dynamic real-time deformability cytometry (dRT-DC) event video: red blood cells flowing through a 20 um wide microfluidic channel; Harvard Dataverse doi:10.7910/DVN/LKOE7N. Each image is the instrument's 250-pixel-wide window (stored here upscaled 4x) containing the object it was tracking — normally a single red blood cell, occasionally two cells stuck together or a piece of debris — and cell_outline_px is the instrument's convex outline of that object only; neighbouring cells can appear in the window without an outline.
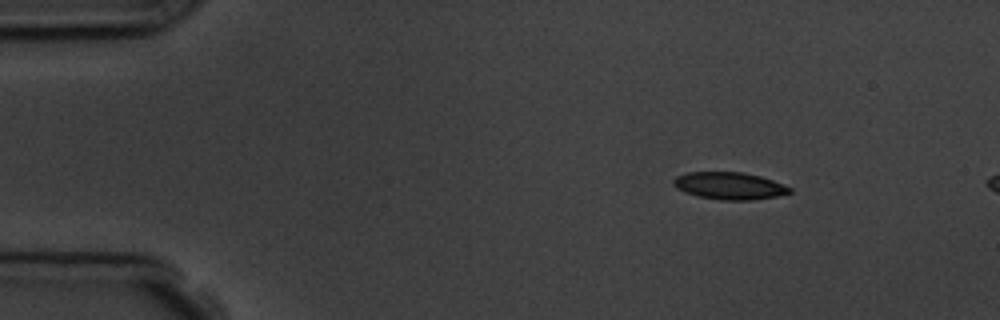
{"species": "common noctule bat (a hibernating species)", "species_latin": "Nyctalus noctula", "temperature_condition": "room temperature", "stored_images_in_passage": 3, "camera_frame_rate_fps": 3000, "um_per_image_px": 0.085, "animal": {"sex": "male", "body_mass_g": 19.5, "forearm_length_mm": 54.6}, "frame": {"image": 1, "passage_image": 1, "time_ms": 0.0, "image_size_px": [1000, 320], "cell_outline_px": [[792, 192], [780, 196], [752, 200], [720, 200], [700, 196], [676, 188], [672, 184], [672, 180], [676, 176], [688, 172], [744, 172], [760, 176], [772, 180], [792, 188]], "centroid_in_image_um": [62.03, 15.79], "position_along_channel_um": 23.0, "area_um2": 18.44}}